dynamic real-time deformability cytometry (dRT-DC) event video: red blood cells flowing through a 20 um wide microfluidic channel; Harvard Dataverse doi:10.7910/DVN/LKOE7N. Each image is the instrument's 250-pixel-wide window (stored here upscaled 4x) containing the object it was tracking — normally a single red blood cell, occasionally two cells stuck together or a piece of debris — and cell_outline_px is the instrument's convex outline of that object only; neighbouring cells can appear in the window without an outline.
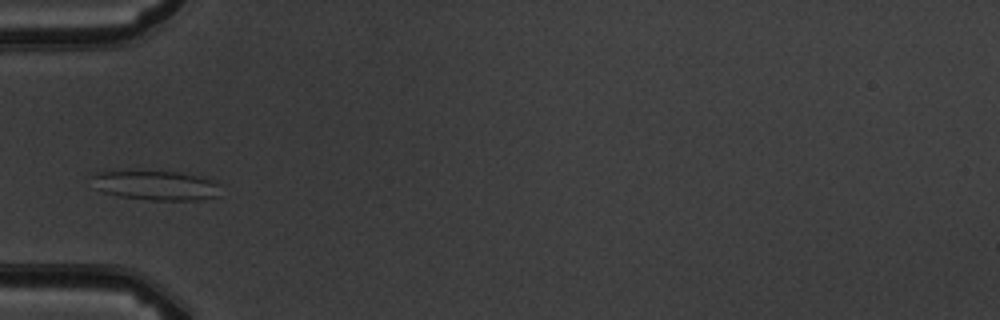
{"species": "common noctule bat (a hibernating species)", "species_latin": "Nyctalus noctula", "temperature_condition": "warm", "stored_images_in_passage": 3, "camera_frame_rate_fps": 3000, "um_per_image_px": 0.085, "animal": {"sex": "male", "body_mass_g": 19.5, "forearm_length_mm": 54.6}, "frame": {"image": 1, "passage_image": 3, "time_ms": 3.0, "image_size_px": [1000, 320], "cell_outline_px": [[220, 196], [200, 200], [148, 200], [120, 196], [104, 192], [96, 188], [88, 176], [92, 172], [104, 168], [116, 168], [176, 172], [208, 176], [220, 184]], "centroid_in_image_um": [13.16, 15.69], "position_along_channel_um": 71.8, "area_um2": 23.87}}